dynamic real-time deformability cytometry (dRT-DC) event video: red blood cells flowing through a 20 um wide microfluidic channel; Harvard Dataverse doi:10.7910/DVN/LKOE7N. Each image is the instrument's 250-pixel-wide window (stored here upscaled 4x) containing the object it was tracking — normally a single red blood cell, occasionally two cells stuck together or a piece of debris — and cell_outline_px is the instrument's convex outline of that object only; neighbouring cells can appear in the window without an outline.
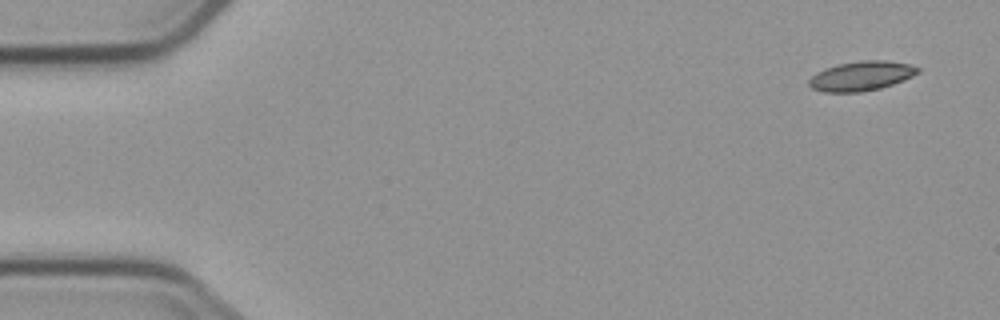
{"species": "common noctule bat (a hibernating species)", "species_latin": "Nyctalus noctula", "temperature_condition": "cold", "stored_images_in_passage": 5, "camera_frame_rate_fps": 3000, "um_per_image_px": 0.085, "animal": {"sex": "male", "body_mass_g": 23.1, "forearm_length_mm": 52.7}, "frame": {"image": 1, "passage_image": 1, "time_ms": 0.0, "image_size_px": [1000, 320], "cell_outline_px": [[920, 72], [904, 80], [880, 88], [860, 92], [824, 92], [812, 88], [808, 84], [808, 80], [816, 72], [824, 68], [836, 64], [860, 60], [884, 60], [908, 64], [920, 68]], "centroid_in_image_um": [73.18, 6.45], "position_along_channel_um": 11.8, "area_um2": 18.79}}
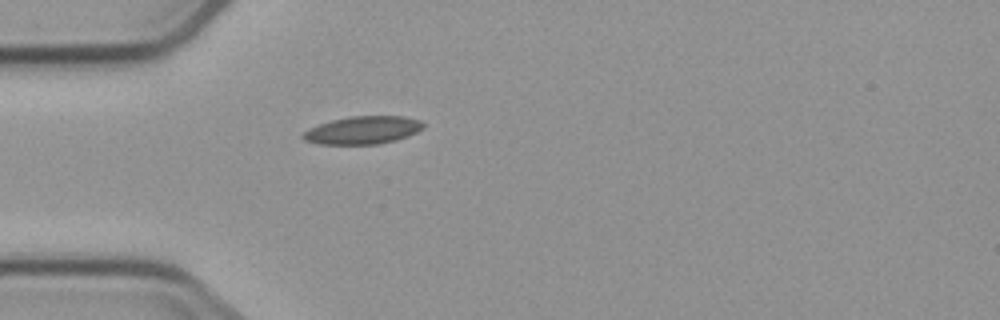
{"frame": {"image": 2, "passage_image": 5, "time_ms": 4.333, "image_size_px": [1000, 320], "cell_outline_px": [[424, 128], [408, 136], [396, 140], [376, 144], [320, 144], [304, 140], [300, 136], [308, 128], [332, 120], [348, 116], [404, 116], [420, 120], [424, 124]], "centroid_in_image_um": [30.84, 11.06], "position_along_channel_um": 54.2, "area_um2": 19.54}}